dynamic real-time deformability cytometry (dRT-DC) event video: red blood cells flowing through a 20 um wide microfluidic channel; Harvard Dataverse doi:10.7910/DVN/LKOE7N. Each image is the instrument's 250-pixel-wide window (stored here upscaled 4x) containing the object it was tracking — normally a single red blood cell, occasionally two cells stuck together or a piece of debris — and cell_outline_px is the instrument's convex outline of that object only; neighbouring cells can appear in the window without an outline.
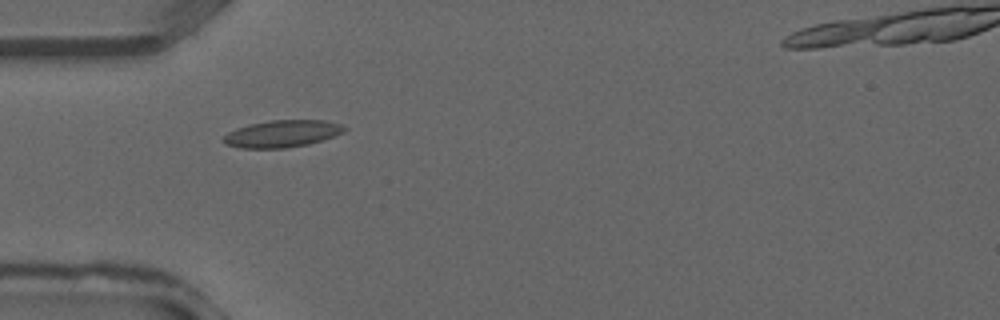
{"species": "common noctule bat (a hibernating species)", "species_latin": "Nyctalus noctula", "temperature_condition": "warm", "stored_images_in_passage": 12, "camera_frame_rate_fps": 3000, "um_per_image_px": 0.085, "animal": {"sex": "male", "forearm_length_mm": 52.5}, "frame": {"image": 1, "passage_image": 2, "time_ms": 0.333, "image_size_px": [1000, 320], "cell_outline_px": [[348, 128], [344, 132], [308, 144], [284, 148], [240, 148], [224, 144], [220, 140], [228, 132], [236, 128], [252, 124], [272, 120], [324, 120], [340, 124]], "centroid_in_image_um": [23.94, 11.37], "position_along_channel_um": 61.1, "area_um2": 18.96}}
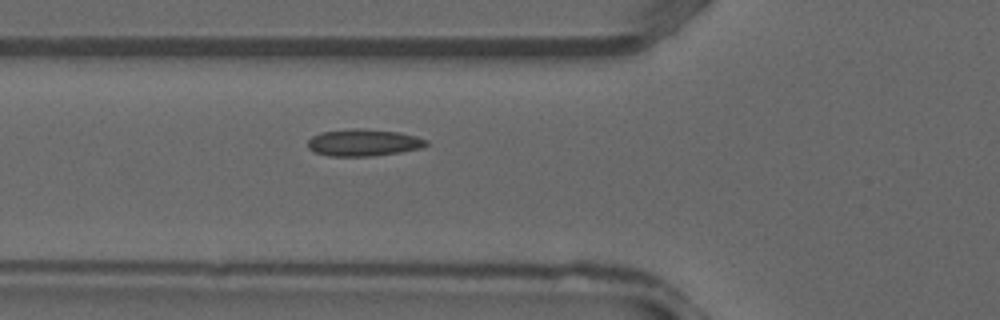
{"frame": {"image": 2, "passage_image": 4, "time_ms": 1.0, "image_size_px": [1000, 320], "cell_outline_px": [[428, 144], [420, 148], [400, 152], [372, 156], [328, 156], [316, 152], [308, 148], [308, 140], [312, 136], [320, 132], [352, 128], [364, 128], [400, 132], [416, 136], [428, 140]], "centroid_in_image_um": [30.89, 12.11], "position_along_channel_um": 94.9, "area_um2": 18.73}}
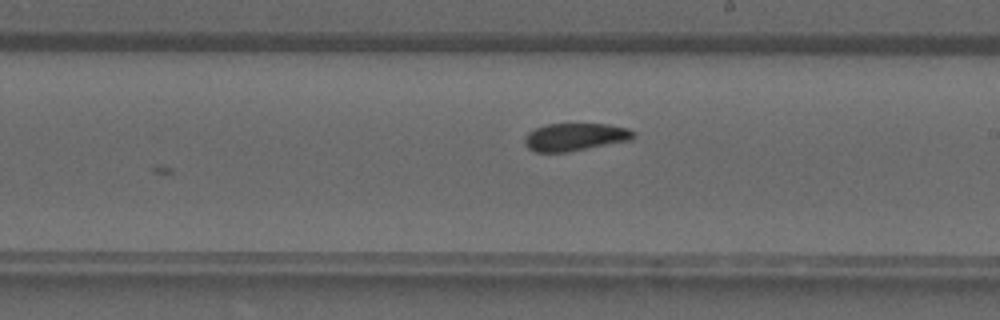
{"frame": {"image": 3, "passage_image": 12, "time_ms": 3.667, "image_size_px": [1000, 320], "cell_outline_px": [[636, 132], [632, 140], [568, 152], [536, 152], [528, 148], [524, 144], [524, 136], [528, 132], [536, 128], [548, 124], [608, 124], [628, 128]], "centroid_in_image_um": [48.89, 11.64], "position_along_channel_um": 240.1, "area_um2": 17.69}}